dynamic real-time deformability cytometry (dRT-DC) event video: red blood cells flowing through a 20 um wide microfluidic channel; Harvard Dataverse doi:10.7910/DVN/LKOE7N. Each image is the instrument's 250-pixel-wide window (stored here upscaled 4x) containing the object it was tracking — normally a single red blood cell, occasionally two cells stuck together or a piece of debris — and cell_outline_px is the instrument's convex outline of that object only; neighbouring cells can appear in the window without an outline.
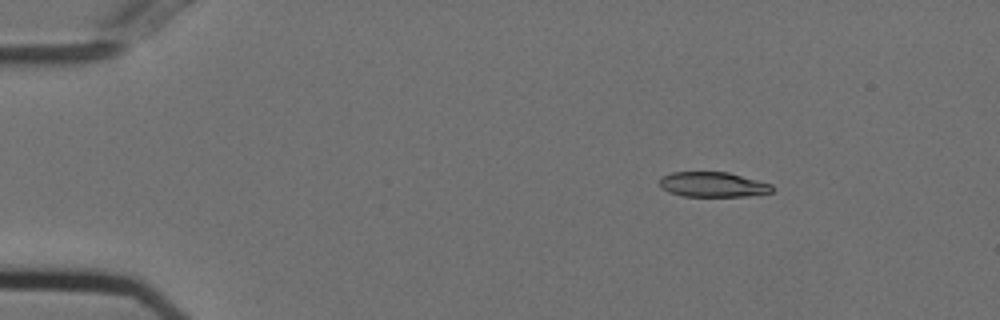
{"species": "Egyptian fruit bat (a non-hibernating species)", "species_latin": "Rousettus aegyptiacus", "temperature_condition": "cold", "stored_images_in_passage": 47, "camera_frame_rate_fps": 3000, "um_per_image_px": 0.085, "animal": {"sex": "female"}, "frame": {"image": 1, "passage_image": 1, "time_ms": 0.0, "image_size_px": [1000, 320], "cell_outline_px": [[776, 188], [772, 192], [744, 196], [684, 196], [668, 192], [660, 188], [660, 180], [664, 176], [672, 172], [728, 172], [772, 184]], "centroid_in_image_um": [60.61, 15.68], "position_along_channel_um": 24.4, "area_um2": 16.36}}
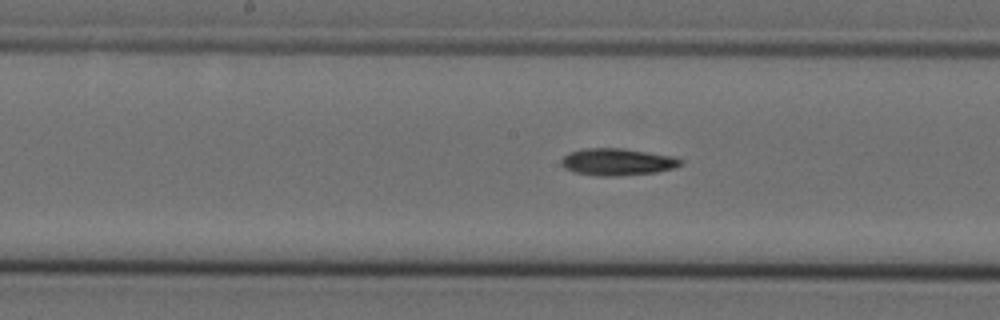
{"frame": {"image": 2, "passage_image": 21, "time_ms": 6.667, "image_size_px": [1000, 320], "cell_outline_px": [[684, 160], [680, 164], [672, 168], [656, 172], [616, 176], [596, 176], [576, 172], [564, 168], [560, 164], [560, 160], [568, 152], [584, 148], [624, 148], [676, 156]], "centroid_in_image_um": [52.46, 13.75], "position_along_channel_um": 195.7, "area_um2": 18.96}}
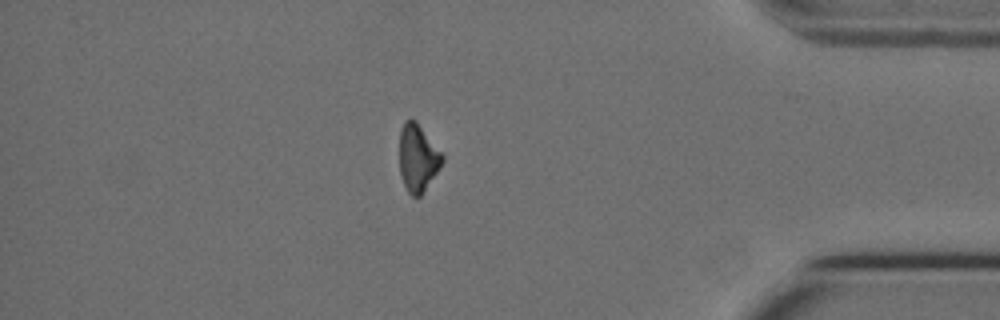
{"frame": {"image": 3, "passage_image": 40, "time_ms": 13.0, "image_size_px": [1000, 320], "cell_outline_px": [[444, 160], [440, 168], [420, 196], [412, 196], [408, 192], [404, 184], [400, 172], [400, 132], [404, 120], [416, 120], [444, 156]], "centroid_in_image_um": [35.52, 13.42], "position_along_channel_um": 399.7, "area_um2": 16.59}}